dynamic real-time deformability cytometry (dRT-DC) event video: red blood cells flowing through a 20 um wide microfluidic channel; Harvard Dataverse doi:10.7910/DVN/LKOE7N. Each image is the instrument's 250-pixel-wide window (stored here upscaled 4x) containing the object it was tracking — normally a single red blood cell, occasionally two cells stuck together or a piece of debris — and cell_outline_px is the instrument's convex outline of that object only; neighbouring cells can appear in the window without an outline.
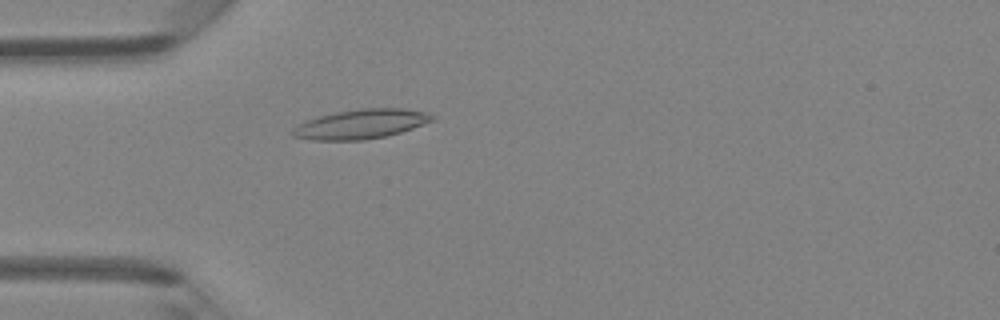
{"species": "Egyptian fruit bat (a non-hibernating species)", "species_latin": "Rousettus aegyptiacus", "temperature_condition": "room temperature", "stored_images_in_passage": 47, "camera_frame_rate_fps": 3000, "um_per_image_px": 0.085, "animal": {"sex": "female"}, "frame": {"image": 1, "passage_image": 14, "time_ms": 4.333, "image_size_px": [1000, 320], "cell_outline_px": [[436, 120], [400, 132], [384, 136], [364, 140], [312, 140], [292, 136], [292, 128], [304, 120], [336, 112], [364, 108], [404, 108], [428, 112], [436, 116]], "centroid_in_image_um": [30.7, 10.54], "position_along_channel_um": 54.3, "area_um2": 24.04}}
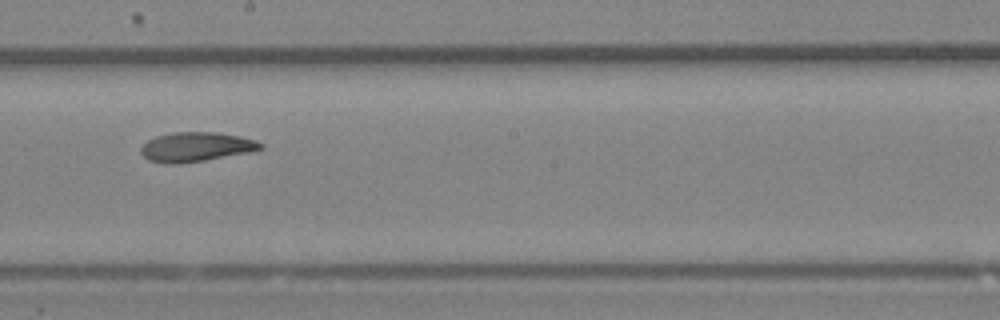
{"frame": {"image": 2, "passage_image": 27, "time_ms": 8.667, "image_size_px": [1000, 320], "cell_outline_px": [[264, 148], [248, 152], [204, 160], [176, 164], [164, 164], [148, 160], [140, 152], [140, 148], [148, 140], [156, 136], [172, 132], [216, 132], [240, 136], [256, 140], [264, 144]], "centroid_in_image_um": [16.65, 12.48], "position_along_channel_um": 231.6, "area_um2": 20.52}}
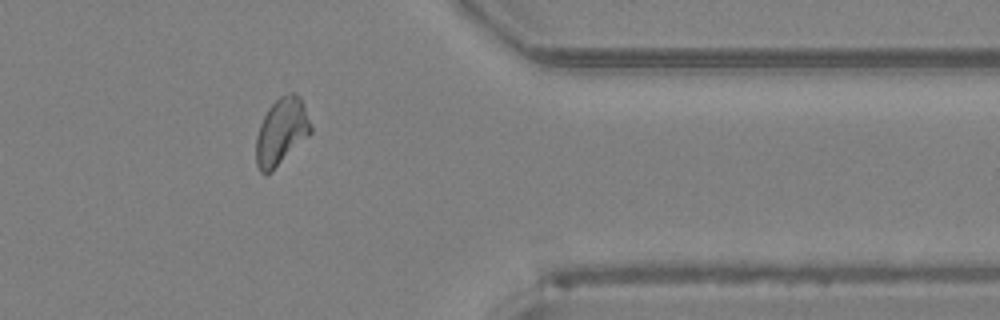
{"frame": {"image": 3, "passage_image": 39, "time_ms": 12.667, "image_size_px": [1000, 320], "cell_outline_px": [[312, 132], [272, 172], [260, 172], [256, 164], [256, 136], [260, 124], [268, 108], [280, 96], [288, 92], [292, 92], [300, 96], [312, 124]], "centroid_in_image_um": [23.93, 11.17], "position_along_channel_um": 387.5, "area_um2": 21.33}, "authors_computed_cell_mechanics": {"area_um2": 20.9814, "velocity_mm_per_s": 4.277, "shape_relaxation_time_tau1_ms": 8.144, "shape_relaxation_time_tau2_ms": 5.3146, "deformation_change_tau1": 0.1847, "deformation_change_tau2": 0.1179}}